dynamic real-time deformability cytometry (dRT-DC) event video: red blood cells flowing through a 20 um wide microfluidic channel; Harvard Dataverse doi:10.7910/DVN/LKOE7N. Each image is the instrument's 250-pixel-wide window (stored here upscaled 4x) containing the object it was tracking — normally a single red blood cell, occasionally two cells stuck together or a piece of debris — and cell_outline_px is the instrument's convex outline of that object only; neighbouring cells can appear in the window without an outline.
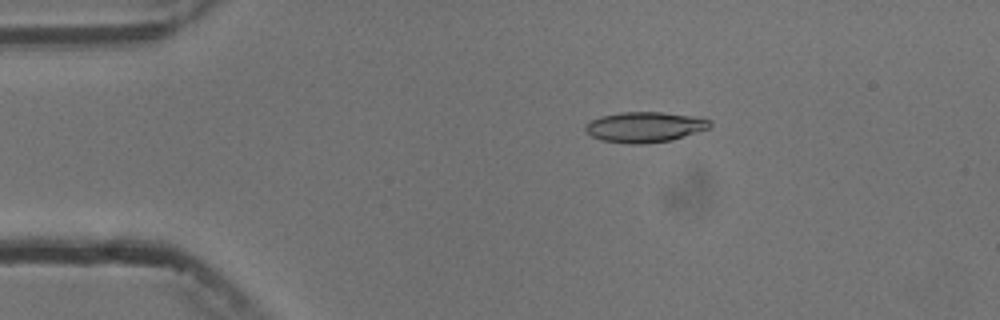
{"species": "common noctule bat (a hibernating species)", "species_latin": "Nyctalus noctula", "temperature_condition": "cold", "stored_images_in_passage": 6, "camera_frame_rate_fps": 3000, "um_per_image_px": 0.085, "animal": {"sex": "male", "body_mass_g": 13.3}, "frame": {"image": 1, "passage_image": 3, "time_ms": 2.333, "image_size_px": [1000, 320], "cell_outline_px": [[712, 124], [708, 128], [672, 140], [644, 144], [628, 144], [600, 140], [592, 136], [584, 128], [584, 124], [600, 116], [620, 112], [660, 112], [692, 116], [712, 120]], "centroid_in_image_um": [54.77, 10.8], "position_along_channel_um": 30.2, "area_um2": 22.08}}